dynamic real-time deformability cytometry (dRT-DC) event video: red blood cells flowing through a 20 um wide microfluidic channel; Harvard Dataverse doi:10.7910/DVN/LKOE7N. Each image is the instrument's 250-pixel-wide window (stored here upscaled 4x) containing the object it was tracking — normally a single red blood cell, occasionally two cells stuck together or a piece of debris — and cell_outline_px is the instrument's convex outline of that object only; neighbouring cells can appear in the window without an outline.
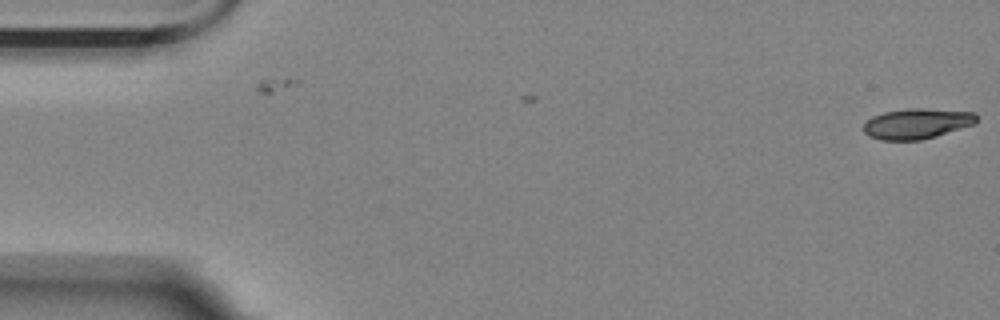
{"species": "Egyptian fruit bat (a non-hibernating species)", "species_latin": "Rousettus aegyptiacus", "temperature_condition": "room temperature", "stored_images_in_passage": 2, "camera_frame_rate_fps": 3000, "um_per_image_px": 0.085, "animal": {"sex": "female"}, "frame": {"image": 1, "passage_image": 2, "time_ms": 1.333, "image_size_px": [1000, 320], "cell_outline_px": [[976, 124], [936, 136], [920, 140], [880, 140], [868, 136], [864, 132], [864, 124], [872, 116], [884, 112], [908, 108], [920, 108], [972, 112], [976, 116]], "centroid_in_image_um": [77.91, 10.51], "position_along_channel_um": 7.1, "area_um2": 19.94}}